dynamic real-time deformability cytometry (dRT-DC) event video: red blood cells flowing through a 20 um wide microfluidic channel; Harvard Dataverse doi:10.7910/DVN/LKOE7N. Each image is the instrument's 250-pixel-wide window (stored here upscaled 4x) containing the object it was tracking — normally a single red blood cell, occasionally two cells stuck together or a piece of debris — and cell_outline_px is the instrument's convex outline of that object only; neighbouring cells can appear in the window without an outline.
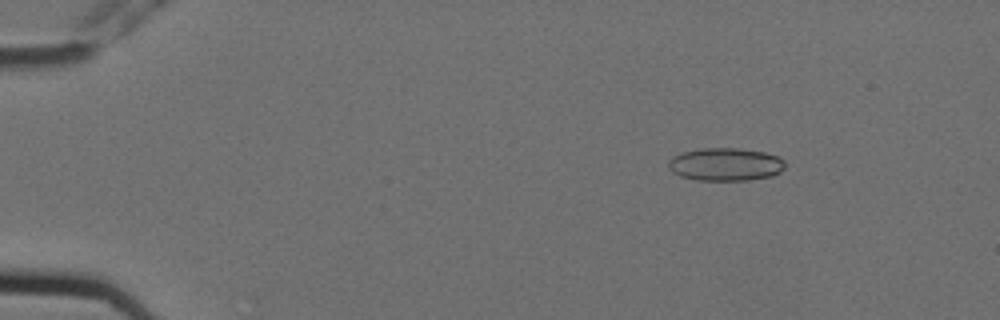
{"species": "Egyptian fruit bat (a non-hibernating species)", "species_latin": "Rousettus aegyptiacus", "temperature_condition": "cold", "stored_images_in_passage": 5, "camera_frame_rate_fps": 3000, "um_per_image_px": 0.085, "animal": {"sex": "female"}, "frame": {"image": 1, "passage_image": 3, "time_ms": 0.667, "image_size_px": [1000, 320], "cell_outline_px": [[784, 168], [780, 172], [772, 176], [748, 180], [696, 180], [680, 176], [672, 172], [668, 168], [668, 160], [672, 156], [684, 152], [704, 148], [740, 148], [764, 152], [780, 156], [784, 160]], "centroid_in_image_um": [61.67, 13.97], "position_along_channel_um": 23.3, "area_um2": 22.54}}
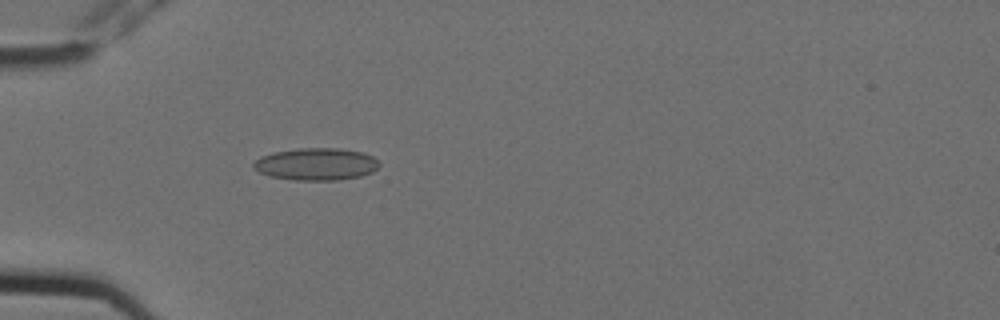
{"frame": {"image": 2, "passage_image": 5, "time_ms": 1.333, "image_size_px": [1000, 320], "cell_outline_px": [[380, 164], [372, 172], [360, 176], [336, 180], [296, 180], [272, 176], [260, 172], [252, 168], [252, 164], [260, 156], [276, 152], [300, 148], [340, 148], [364, 152], [372, 156]], "centroid_in_image_um": [26.88, 13.94], "position_along_channel_um": 58.1, "area_um2": 23.47}}